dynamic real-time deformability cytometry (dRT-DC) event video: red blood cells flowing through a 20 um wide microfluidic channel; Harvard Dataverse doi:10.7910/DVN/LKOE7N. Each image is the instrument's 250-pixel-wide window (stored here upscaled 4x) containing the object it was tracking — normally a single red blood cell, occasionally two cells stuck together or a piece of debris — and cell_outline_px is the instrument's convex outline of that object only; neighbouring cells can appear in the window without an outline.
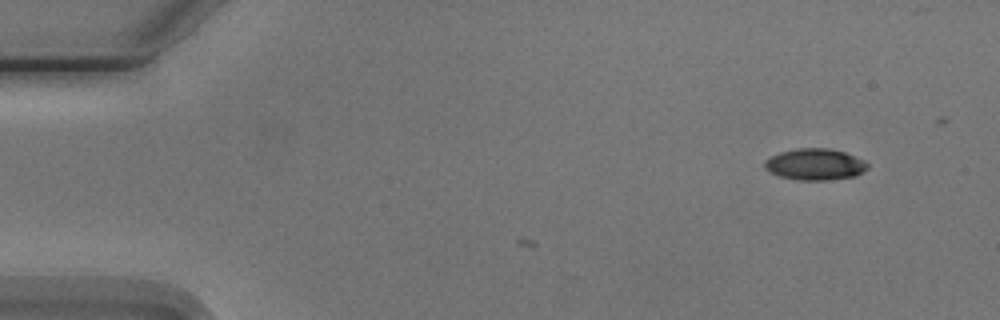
{"species": "Egyptian fruit bat (a non-hibernating species)", "species_latin": "Rousettus aegyptiacus", "temperature_condition": "cold", "stored_images_in_passage": 2, "camera_frame_rate_fps": 3000, "um_per_image_px": 0.085, "animal": {"sex": "male"}, "frame": {"image": 1, "passage_image": 2, "time_ms": 1.333, "image_size_px": [1000, 320], "cell_outline_px": [[868, 168], [856, 176], [828, 180], [796, 180], [780, 176], [764, 168], [764, 160], [780, 152], [796, 148], [828, 148], [844, 152], [864, 160], [868, 164]], "centroid_in_image_um": [69.28, 13.97], "position_along_channel_um": 15.7, "area_um2": 18.84}}